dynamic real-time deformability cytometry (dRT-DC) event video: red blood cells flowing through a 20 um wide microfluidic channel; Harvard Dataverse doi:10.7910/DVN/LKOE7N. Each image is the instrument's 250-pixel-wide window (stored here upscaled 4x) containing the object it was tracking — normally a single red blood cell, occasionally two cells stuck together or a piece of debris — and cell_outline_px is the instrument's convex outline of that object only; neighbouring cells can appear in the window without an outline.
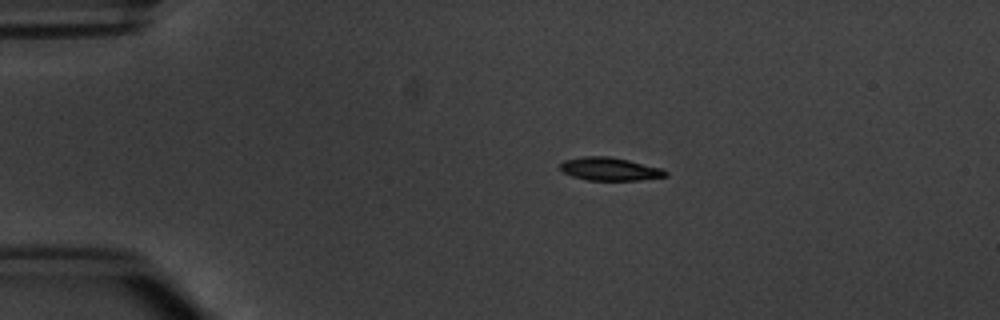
{"species": "common noctule bat (a hibernating species)", "species_latin": "Nyctalus noctula", "temperature_condition": "warm", "stored_images_in_passage": 5, "camera_frame_rate_fps": 3000, "um_per_image_px": 0.085, "animal": {"sex": "male", "body_mass_g": 20.1, "forearm_length_mm": 53.5}, "frame": {"image": 1, "passage_image": 4, "time_ms": 3.333, "image_size_px": [1000, 320], "cell_outline_px": [[668, 176], [640, 180], [588, 180], [572, 176], [564, 172], [560, 168], [560, 164], [564, 160], [584, 156], [608, 156], [628, 160], [664, 168], [668, 172]], "centroid_in_image_um": [51.87, 14.36], "position_along_channel_um": 33.1, "area_um2": 14.22}}